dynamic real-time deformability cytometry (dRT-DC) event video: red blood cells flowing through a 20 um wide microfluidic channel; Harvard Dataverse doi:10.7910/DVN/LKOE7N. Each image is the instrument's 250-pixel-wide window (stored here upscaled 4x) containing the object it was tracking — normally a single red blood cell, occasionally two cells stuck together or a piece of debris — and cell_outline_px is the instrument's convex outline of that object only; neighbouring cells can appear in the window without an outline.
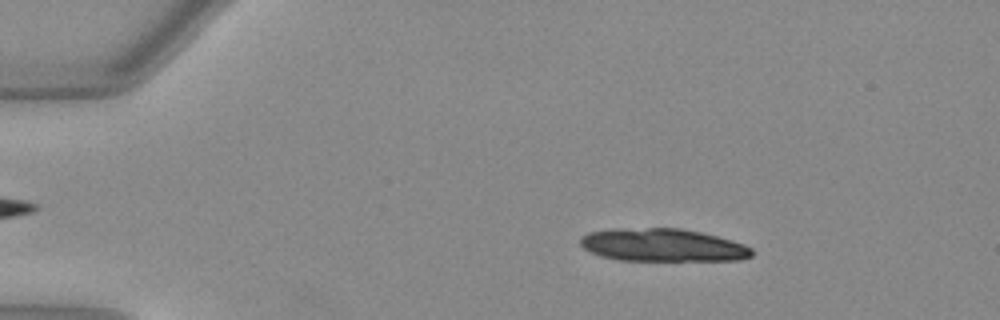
{"species": "Egyptian fruit bat (a non-hibernating species)", "species_latin": "Rousettus aegyptiacus", "temperature_condition": "warm", "stored_images_in_passage": 23, "camera_frame_rate_fps": 3000, "um_per_image_px": 0.085, "animal": {"sex": "female"}, "frame": {"image": 1, "passage_image": 8, "time_ms": 2.333, "image_size_px": [1000, 320], "cell_outline_px": [[752, 256], [740, 260], [620, 260], [600, 256], [584, 248], [580, 244], [580, 236], [588, 232], [648, 228], [680, 228], [700, 232], [732, 240], [744, 244], [752, 248]], "centroid_in_image_um": [56.37, 20.84], "position_along_channel_um": 28.6, "area_um2": 32.37}}